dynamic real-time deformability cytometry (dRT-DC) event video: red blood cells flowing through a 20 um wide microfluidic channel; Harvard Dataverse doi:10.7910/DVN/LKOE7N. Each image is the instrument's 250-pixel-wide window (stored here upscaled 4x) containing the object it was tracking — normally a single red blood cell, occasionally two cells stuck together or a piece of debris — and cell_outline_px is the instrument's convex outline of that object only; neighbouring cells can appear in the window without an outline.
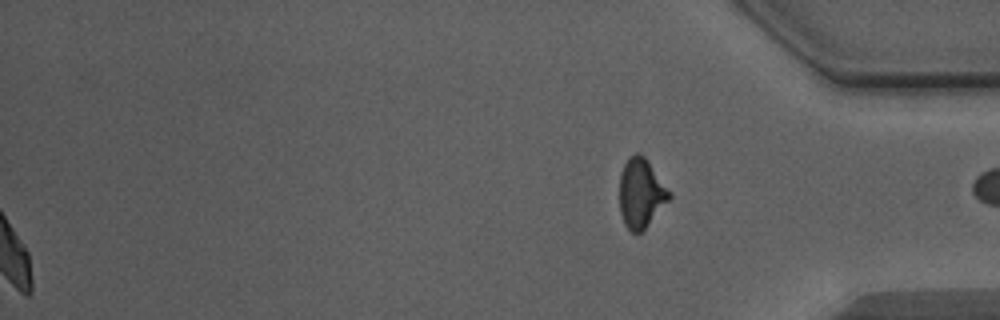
{"species": "Egyptian fruit bat (a non-hibernating species)", "species_latin": "Rousettus aegyptiacus", "temperature_condition": "warm", "stored_images_in_passage": 38, "segment_of_instrument_passage": [2, 2], "camera_frame_rate_fps": 3000, "um_per_image_px": 0.085, "animal": {"sex": "male"}, "frame": {"image": 1, "passage_image": 38, "time_ms": 12.333, "image_size_px": [1000, 320], "cell_outline_px": [[672, 196], [648, 224], [640, 232], [632, 232], [624, 224], [620, 212], [620, 172], [624, 164], [636, 152], [640, 152], [644, 156], [672, 192]], "centroid_in_image_um": [54.49, 16.4], "position_along_channel_um": 380.7, "area_um2": 19.88}}